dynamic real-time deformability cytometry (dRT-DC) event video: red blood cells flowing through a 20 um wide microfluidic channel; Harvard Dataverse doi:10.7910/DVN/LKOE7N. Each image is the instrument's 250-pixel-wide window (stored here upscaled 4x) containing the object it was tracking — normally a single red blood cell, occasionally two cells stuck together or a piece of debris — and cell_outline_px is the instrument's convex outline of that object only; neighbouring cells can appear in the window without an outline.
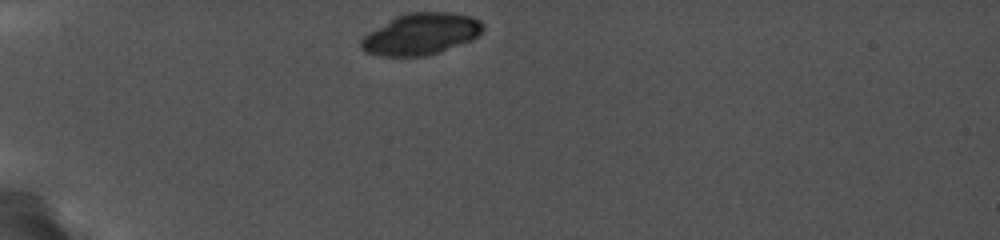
{"species": "common noctule bat (a hibernating species)", "species_latin": "Nyctalus noctula", "temperature_condition": "cold", "stored_images_in_passage": 7, "camera_frame_rate_fps": 5000, "um_per_image_px": 0.085, "animal": {"sex": "female", "body_mass_g": 19.0, "forearm_length_mm": 56.7}, "frame": {"image": 1, "passage_image": 1, "time_ms": 0.0, "image_size_px": [1000, 240], "cell_outline_px": [[484, 32], [472, 40], [440, 52], [424, 56], [380, 56], [368, 52], [360, 48], [360, 40], [368, 32], [396, 16], [408, 12], [448, 12], [472, 16], [480, 20], [484, 24]], "centroid_in_image_um": [35.81, 2.89], "position_along_channel_um": 49.2, "area_um2": 29.65}}